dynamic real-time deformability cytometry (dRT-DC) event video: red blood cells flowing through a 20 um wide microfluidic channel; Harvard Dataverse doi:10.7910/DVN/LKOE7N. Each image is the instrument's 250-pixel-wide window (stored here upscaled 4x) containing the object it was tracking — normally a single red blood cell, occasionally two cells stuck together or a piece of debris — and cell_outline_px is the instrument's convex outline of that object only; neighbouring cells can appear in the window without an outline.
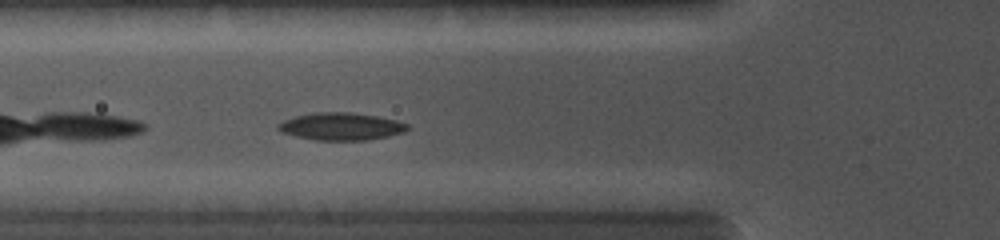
{"species": "common noctule bat (a hibernating species)", "species_latin": "Nyctalus noctula", "temperature_condition": "cold", "stored_images_in_passage": 47, "camera_frame_rate_fps": 5000, "um_per_image_px": 0.085, "animal": {"sex": "female", "body_mass_g": 19.0, "forearm_length_mm": 56.7}, "frame": {"image": 1, "passage_image": 7, "time_ms": 1.2, "image_size_px": [1000, 240], "cell_outline_px": [[408, 128], [404, 132], [388, 136], [364, 140], [316, 140], [296, 136], [280, 132], [276, 128], [276, 124], [284, 120], [296, 116], [316, 112], [352, 112], [376, 116], [396, 120], [408, 124]], "centroid_in_image_um": [28.96, 10.74], "position_along_channel_um": 96.8, "area_um2": 20.63}}
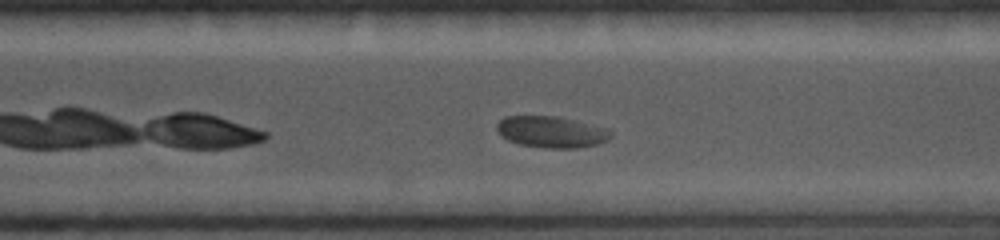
{"frame": {"image": 2, "passage_image": 34, "time_ms": 6.4, "image_size_px": [1000, 240], "cell_outline_px": [[612, 136], [608, 140], [596, 144], [576, 148], [544, 148], [520, 144], [508, 140], [496, 128], [496, 124], [504, 116], [556, 116], [608, 128], [612, 132]], "centroid_in_image_um": [46.89, 11.21], "position_along_channel_um": 323.7, "area_um2": 20.75}}
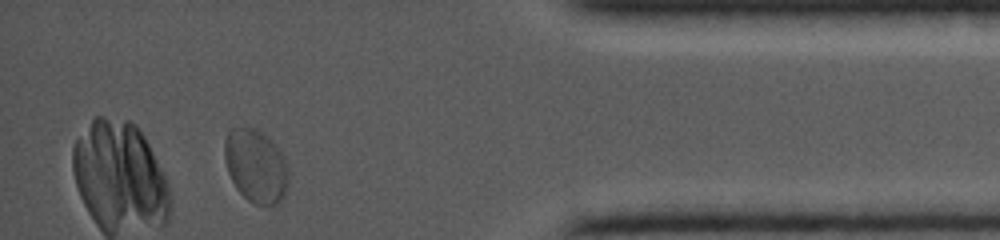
{"frame": {"image": 3, "passage_image": 44, "time_ms": 9.0, "image_size_px": [1000, 240], "cell_outline_px": [[288, 180], [284, 200], [276, 204], [256, 204], [248, 200], [236, 188], [228, 172], [224, 160], [224, 140], [228, 132], [232, 128], [256, 128], [268, 136], [272, 140], [284, 156], [288, 172]], "centroid_in_image_um": [21.75, 14.09], "position_along_channel_um": 413.5, "area_um2": 27.46}}